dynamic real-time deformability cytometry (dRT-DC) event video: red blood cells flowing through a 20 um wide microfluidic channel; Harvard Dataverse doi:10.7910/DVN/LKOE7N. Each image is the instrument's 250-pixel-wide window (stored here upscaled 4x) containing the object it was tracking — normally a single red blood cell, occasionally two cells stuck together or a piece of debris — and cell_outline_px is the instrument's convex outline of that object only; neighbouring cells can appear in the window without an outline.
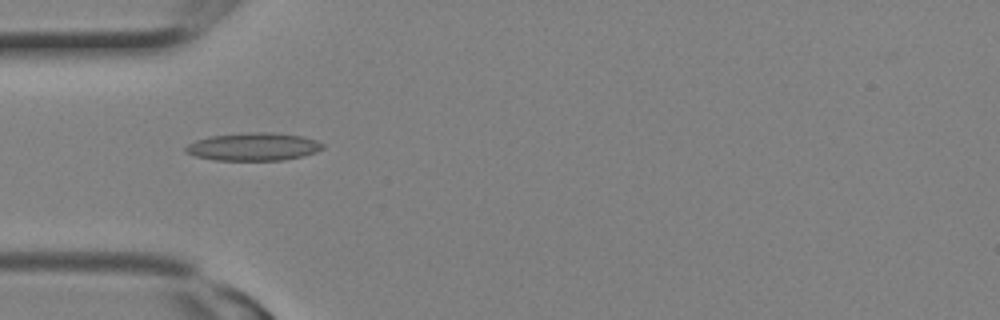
{"species": "Egyptian fruit bat (a non-hibernating species)", "species_latin": "Rousettus aegyptiacus", "temperature_condition": "room temperature", "stored_images_in_passage": 8, "camera_frame_rate_fps": 3000, "um_per_image_px": 0.085, "animal": {"sex": "female"}, "frame": {"image": 1, "passage_image": 5, "time_ms": 1.333, "image_size_px": [1000, 320], "cell_outline_px": [[324, 148], [316, 152], [304, 156], [284, 160], [216, 160], [196, 156], [184, 152], [184, 148], [188, 144], [196, 140], [208, 136], [248, 132], [272, 132], [304, 136], [316, 140], [324, 144]], "centroid_in_image_um": [21.56, 12.46], "position_along_channel_um": 63.4, "area_um2": 22.48}}
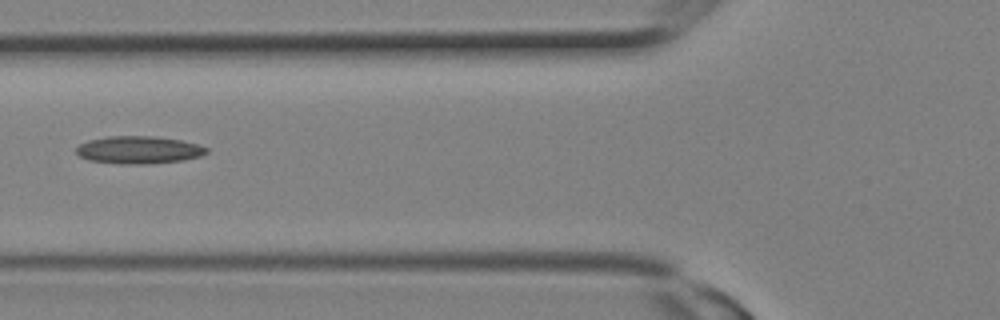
{"frame": {"image": 2, "passage_image": 7, "time_ms": 2.0, "image_size_px": [1000, 320], "cell_outline_px": [[208, 152], [200, 156], [184, 160], [148, 164], [120, 164], [88, 160], [80, 156], [76, 152], [76, 148], [80, 144], [88, 140], [108, 136], [152, 136], [180, 140], [200, 144], [208, 148]], "centroid_in_image_um": [11.8, 12.74], "position_along_channel_um": 114.0, "area_um2": 21.04}}